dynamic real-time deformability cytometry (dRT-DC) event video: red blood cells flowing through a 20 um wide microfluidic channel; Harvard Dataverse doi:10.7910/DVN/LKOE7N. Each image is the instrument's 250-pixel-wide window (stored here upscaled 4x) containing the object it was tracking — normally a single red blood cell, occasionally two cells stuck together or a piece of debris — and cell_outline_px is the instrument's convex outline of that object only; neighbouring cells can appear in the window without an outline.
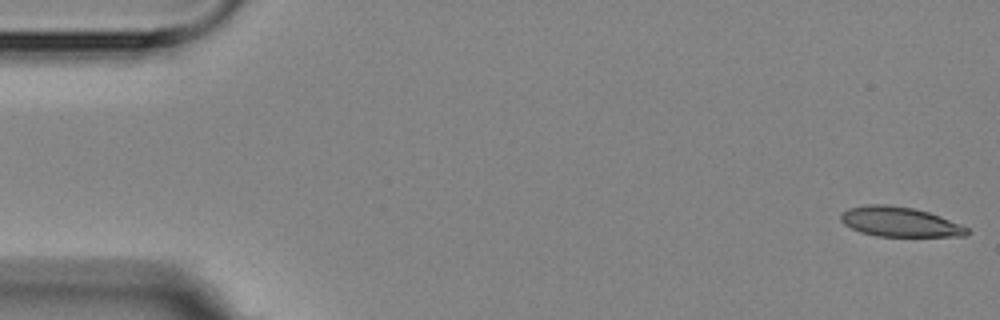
{"species": "Egyptian fruit bat (a non-hibernating species)", "species_latin": "Rousettus aegyptiacus", "temperature_condition": "room temperature", "stored_images_in_passage": 6, "camera_frame_rate_fps": 3000, "um_per_image_px": 0.085, "animal": {"sex": "female"}, "frame": {"image": 1, "passage_image": 1, "time_ms": 0.0, "image_size_px": [1000, 320], "cell_outline_px": [[972, 232], [968, 236], [876, 236], [860, 232], [844, 224], [840, 220], [840, 212], [848, 208], [868, 204], [884, 204], [912, 208], [928, 212], [940, 216], [960, 224], [968, 228]], "centroid_in_image_um": [76.47, 18.86], "position_along_channel_um": 8.5, "area_um2": 21.96}}